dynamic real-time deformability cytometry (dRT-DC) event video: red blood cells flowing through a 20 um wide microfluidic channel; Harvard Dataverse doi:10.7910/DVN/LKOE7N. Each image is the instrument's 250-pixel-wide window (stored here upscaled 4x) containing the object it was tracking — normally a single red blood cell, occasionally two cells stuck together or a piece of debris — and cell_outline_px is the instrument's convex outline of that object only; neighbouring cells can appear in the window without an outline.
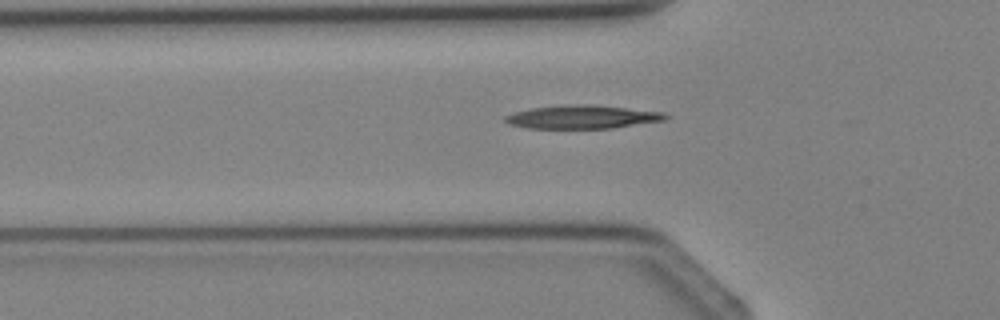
{"species": "Egyptian fruit bat (a non-hibernating species)", "species_latin": "Rousettus aegyptiacus", "temperature_condition": "cold", "stored_images_in_passage": 4, "camera_frame_rate_fps": 3000, "um_per_image_px": 0.085, "animal": {"sex": "female"}, "frame": {"image": 1, "passage_image": 4, "time_ms": 3.667, "image_size_px": [1000, 320], "cell_outline_px": [[668, 116], [664, 120], [612, 128], [528, 128], [508, 124], [504, 120], [504, 116], [516, 112], [532, 108], [568, 104], [592, 104], [664, 112]], "centroid_in_image_um": [49.48, 9.93], "position_along_channel_um": 76.3, "area_um2": 21.73}}